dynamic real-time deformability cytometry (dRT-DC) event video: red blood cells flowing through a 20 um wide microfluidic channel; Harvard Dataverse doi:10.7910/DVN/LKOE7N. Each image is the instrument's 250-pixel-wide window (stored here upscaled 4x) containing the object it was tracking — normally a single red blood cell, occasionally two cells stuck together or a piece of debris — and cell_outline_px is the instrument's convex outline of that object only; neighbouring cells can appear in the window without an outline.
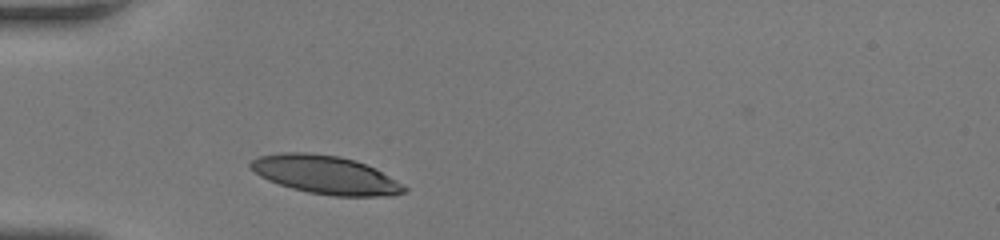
{"species": "human", "species_latin": "Homo sapiens", "temperature_condition": "room temperature", "stored_images_in_passage": 28, "camera_frame_rate_fps": 3000, "um_per_image_px": 0.085, "donor": {"sex": "female"}, "frame": {"image": 1, "passage_image": 1, "time_ms": 0.0, "image_size_px": [1000, 240], "cell_outline_px": [[408, 192], [392, 196], [332, 196], [308, 192], [292, 188], [268, 180], [260, 176], [248, 164], [252, 160], [260, 156], [280, 152], [304, 152], [340, 156], [356, 160], [396, 180], [408, 188]], "centroid_in_image_um": [27.68, 14.86], "position_along_channel_um": 57.3, "area_um2": 34.1}}
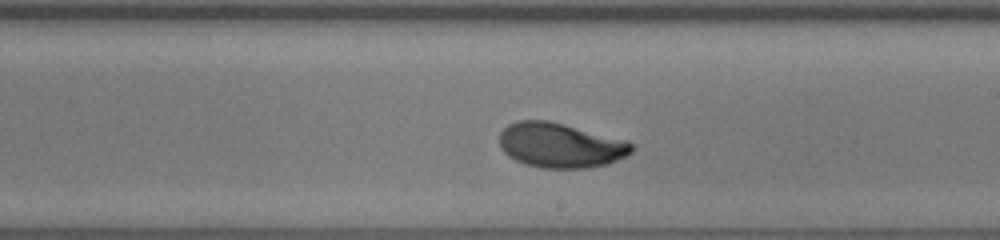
{"frame": {"image": 2, "passage_image": 16, "time_ms": 5.0, "image_size_px": [1000, 240], "cell_outline_px": [[636, 144], [632, 152], [608, 164], [588, 168], [540, 168], [524, 164], [508, 156], [500, 148], [500, 132], [508, 124], [520, 120], [548, 120], [628, 140]], "centroid_in_image_um": [47.65, 12.35], "position_along_channel_um": 241.4, "area_um2": 34.8}}
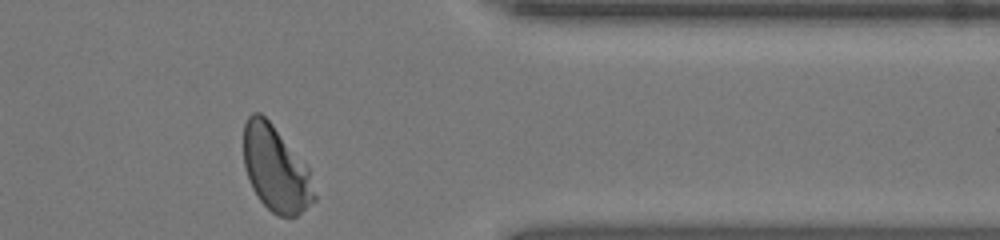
{"frame": {"image": 3, "passage_image": 28, "time_ms": 9.0, "image_size_px": [1000, 240], "cell_outline_px": [[316, 200], [296, 216], [280, 216], [272, 212], [260, 200], [252, 188], [248, 180], [244, 164], [244, 124], [248, 116], [252, 112], [260, 112], [272, 124], [308, 168], [316, 196]], "centroid_in_image_um": [23.42, 14.36], "position_along_channel_um": 388.0, "area_um2": 34.8}, "authors_computed_cell_mechanics": {"area_um2": 34.6511, "velocity_mm_per_s": 3.9376, "shape_relaxation_time_tau1_ms": 3.1945, "shape_relaxation_time_tau2_ms": null, "deformation_change_tau1": 0.1623, "deformation_change_tau2": null}}